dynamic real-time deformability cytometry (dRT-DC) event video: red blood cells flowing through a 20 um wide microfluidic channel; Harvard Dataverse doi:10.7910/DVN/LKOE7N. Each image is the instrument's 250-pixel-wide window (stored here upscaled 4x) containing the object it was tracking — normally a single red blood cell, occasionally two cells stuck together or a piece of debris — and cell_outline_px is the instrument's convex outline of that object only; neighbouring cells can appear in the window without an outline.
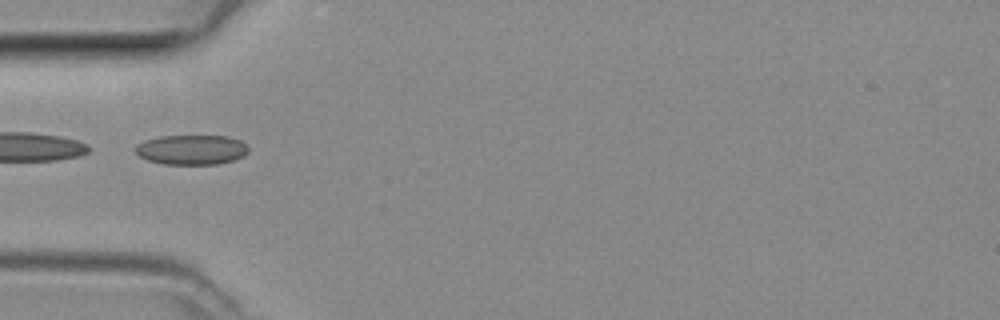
{"species": "common noctule bat (a hibernating species)", "species_latin": "Nyctalus noctula", "temperature_condition": "room temperature", "stored_images_in_passage": 2, "camera_frame_rate_fps": 3000, "um_per_image_px": 0.085, "animal": {"sex": "female", "body_mass_g": 29.2, "forearm_length_mm": 56.3}, "frame": {"image": 1, "passage_image": 1, "time_ms": 0.0, "image_size_px": [1000, 320], "cell_outline_px": [[248, 152], [244, 156], [236, 160], [220, 164], [164, 164], [148, 160], [140, 156], [136, 152], [136, 144], [144, 140], [160, 136], [228, 136], [240, 140], [248, 148]], "centroid_in_image_um": [16.3, 12.73], "position_along_channel_um": 68.7, "area_um2": 19.71}}